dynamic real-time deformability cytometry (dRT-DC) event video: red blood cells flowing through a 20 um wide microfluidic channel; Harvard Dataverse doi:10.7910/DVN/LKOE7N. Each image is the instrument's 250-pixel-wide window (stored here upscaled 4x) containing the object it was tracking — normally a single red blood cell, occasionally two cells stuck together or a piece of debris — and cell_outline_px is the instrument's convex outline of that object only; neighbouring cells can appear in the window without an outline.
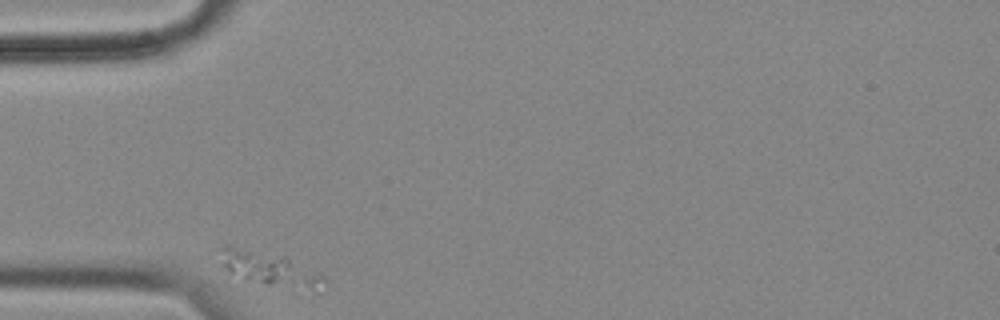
{"species": "common noctule bat (a hibernating species)", "species_latin": "Nyctalus noctula", "temperature_condition": "cold", "stored_images_in_passage": 34, "camera_frame_rate_fps": 3000, "um_per_image_px": 0.085, "animal": {"sex": "female", "body_mass_g": 18.4}, "frame": {"image": 1, "passage_image": 1, "time_ms": 0.0, "image_size_px": [1000, 320], "cell_outline_px": [[324, 280], [316, 292], [268, 284], [228, 272], [224, 268], [224, 248], [228, 244], [284, 256], [324, 276]], "centroid_in_image_um": [22.99, 22.85], "position_along_channel_um": 62.0, "area_um2": 19.42}}
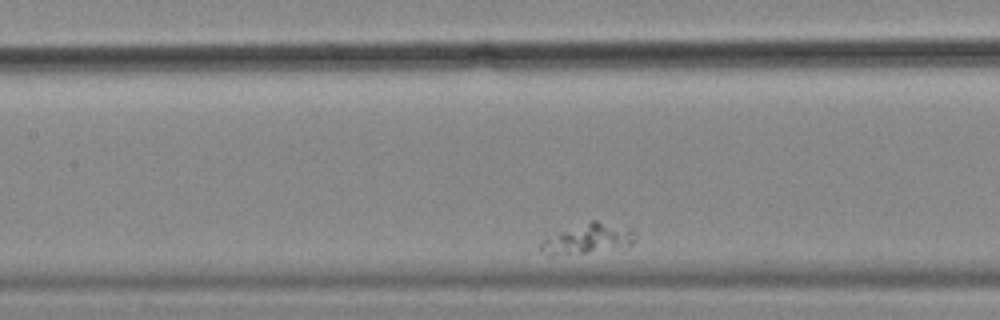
{"frame": {"image": 2, "passage_image": 12, "time_ms": 3.667, "image_size_px": [1000, 320], "cell_outline_px": [[636, 236], [632, 244], [588, 252], [552, 256], [548, 256], [540, 248], [540, 240], [560, 232], [592, 220], [596, 220], [632, 228], [636, 232]], "centroid_in_image_um": [49.97, 20.28], "position_along_channel_um": 157.4, "area_um2": 16.18}}
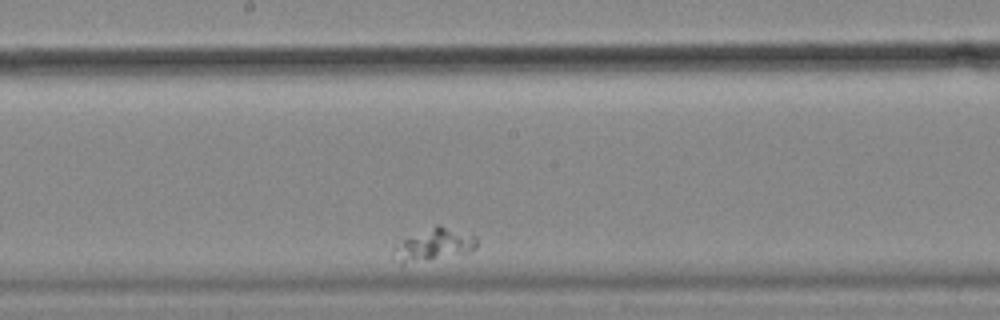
{"frame": {"image": 3, "passage_image": 18, "time_ms": 5.667, "image_size_px": [1000, 320], "cell_outline_px": [[476, 248], [468, 252], [432, 256], [412, 256], [392, 252], [392, 248], [404, 240], [436, 224], [440, 224], [476, 236]], "centroid_in_image_um": [37.13, 20.61], "position_along_channel_um": 211.1, "area_um2": 13.12}}